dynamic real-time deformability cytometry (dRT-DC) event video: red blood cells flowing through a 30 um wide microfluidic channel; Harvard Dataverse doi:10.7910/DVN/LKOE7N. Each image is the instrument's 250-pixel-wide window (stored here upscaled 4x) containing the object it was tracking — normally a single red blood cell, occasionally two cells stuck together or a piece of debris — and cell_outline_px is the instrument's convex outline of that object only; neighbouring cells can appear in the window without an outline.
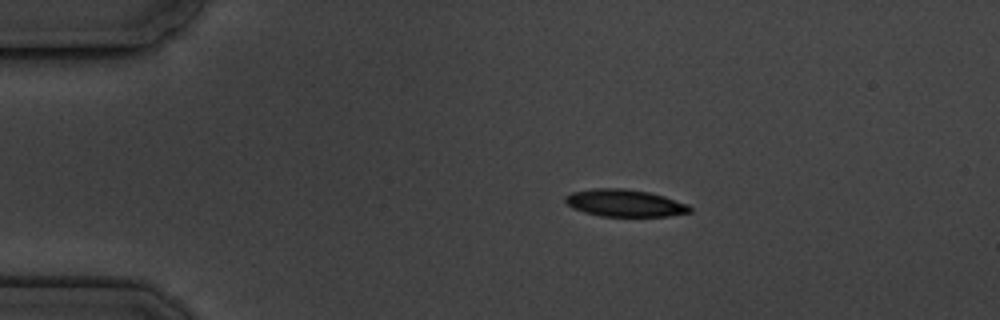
{"species": "common noctule bat (a hibernating species)", "species_latin": "Nyctalus noctula", "temperature_condition": "cold", "stored_images_in_passage": 3, "camera_frame_rate_fps": 3000, "um_per_image_px": 0.085, "animal": {"sex": "male", "body_mass_g": 19.5, "forearm_length_mm": 54.6}, "frame": {"image": 1, "passage_image": 2, "time_ms": 2.0, "image_size_px": [1000, 320], "cell_outline_px": [[692, 212], [668, 216], [600, 216], [584, 212], [572, 208], [564, 200], [564, 196], [572, 192], [592, 188], [624, 188], [648, 192], [664, 196], [688, 204], [692, 208]], "centroid_in_image_um": [53.1, 17.25], "position_along_channel_um": 31.9, "area_um2": 19.83}}